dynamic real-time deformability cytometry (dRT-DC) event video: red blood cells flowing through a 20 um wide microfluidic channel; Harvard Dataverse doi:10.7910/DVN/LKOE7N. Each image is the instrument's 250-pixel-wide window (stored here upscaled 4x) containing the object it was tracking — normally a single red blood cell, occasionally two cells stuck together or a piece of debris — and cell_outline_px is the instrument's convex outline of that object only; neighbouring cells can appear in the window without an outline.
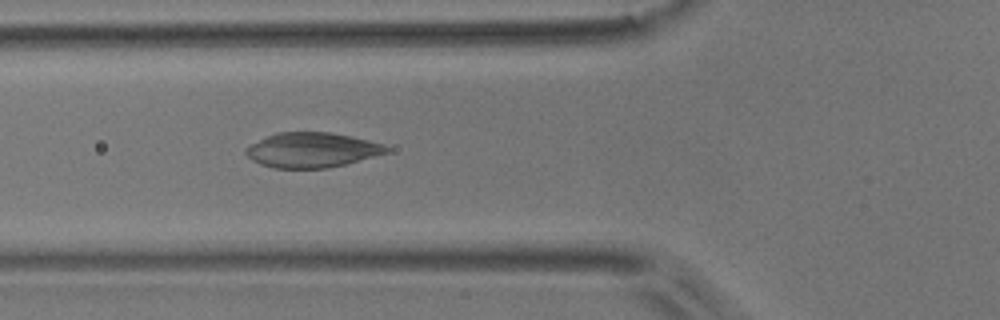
{"species": "common noctule bat (a hibernating species)", "species_latin": "Nyctalus noctula", "temperature_condition": "room temperature", "stored_images_in_passage": 6, "camera_frame_rate_fps": 3000, "um_per_image_px": 0.085, "animal": {"sex": "male", "body_mass_g": 17.9}, "frame": {"image": 1, "passage_image": 6, "time_ms": 1.667, "image_size_px": [1000, 320], "cell_outline_px": [[392, 148], [388, 152], [348, 164], [328, 168], [272, 168], [260, 164], [252, 160], [244, 152], [244, 148], [276, 132], [328, 132], [368, 140], [384, 144]], "centroid_in_image_um": [26.52, 12.76], "position_along_channel_um": 99.3, "area_um2": 28.61}}